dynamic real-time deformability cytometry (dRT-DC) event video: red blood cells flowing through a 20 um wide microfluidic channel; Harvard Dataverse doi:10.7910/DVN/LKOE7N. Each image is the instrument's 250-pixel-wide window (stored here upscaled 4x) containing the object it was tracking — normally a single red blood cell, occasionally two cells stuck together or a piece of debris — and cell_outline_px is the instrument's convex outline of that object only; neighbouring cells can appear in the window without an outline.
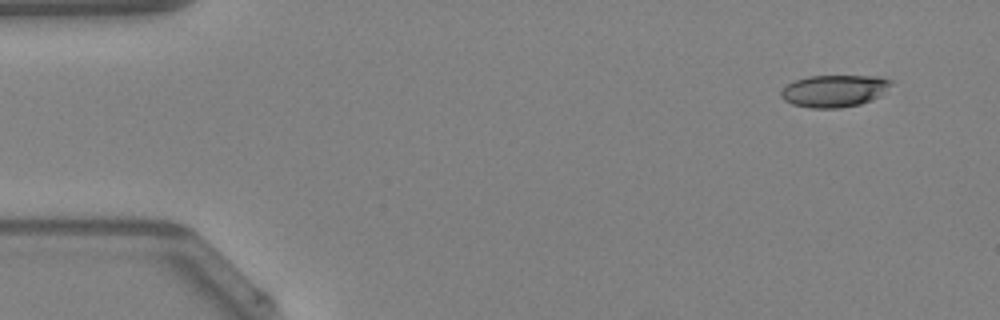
{"species": "Egyptian fruit bat (a non-hibernating species)", "species_latin": "Rousettus aegyptiacus", "temperature_condition": "warm", "stored_images_in_passage": 9, "camera_frame_rate_fps": 3000, "um_per_image_px": 0.085, "animal": {"sex": "female"}, "frame": {"image": 1, "passage_image": 1, "time_ms": 0.0, "image_size_px": [1000, 320], "cell_outline_px": [[892, 84], [872, 100], [860, 104], [840, 108], [812, 108], [792, 104], [784, 100], [780, 96], [780, 92], [788, 84], [796, 80], [808, 76], [876, 76], [892, 80]], "centroid_in_image_um": [70.89, 7.73], "position_along_channel_um": 14.1, "area_um2": 20.4}}